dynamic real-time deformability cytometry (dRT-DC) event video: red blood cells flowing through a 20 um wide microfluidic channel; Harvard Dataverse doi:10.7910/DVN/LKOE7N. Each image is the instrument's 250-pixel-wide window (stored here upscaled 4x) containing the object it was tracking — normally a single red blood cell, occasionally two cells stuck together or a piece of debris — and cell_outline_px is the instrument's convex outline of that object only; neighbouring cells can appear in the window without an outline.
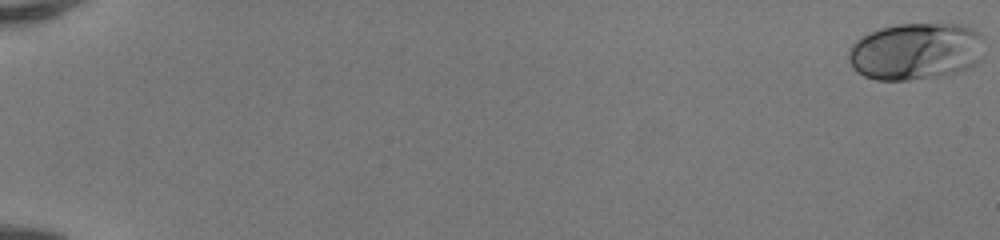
{"species": "human", "species_latin": "Homo sapiens", "temperature_condition": "room temperature", "stored_images_in_passage": 52, "camera_frame_rate_fps": 3000, "um_per_image_px": 0.085, "donor": {"sex": "female"}, "frame": {"image": 1, "passage_image": 1, "time_ms": 0.0, "image_size_px": [1000, 240], "cell_outline_px": [[984, 40], [980, 60], [972, 68], [948, 76], [908, 80], [876, 80], [864, 76], [856, 72], [852, 68], [848, 60], [848, 52], [852, 44], [856, 40], [880, 28], [896, 24], [964, 24], [980, 32], [984, 36]], "centroid_in_image_um": [77.89, 4.38], "position_along_channel_um": 7.1, "area_um2": 46.07}}
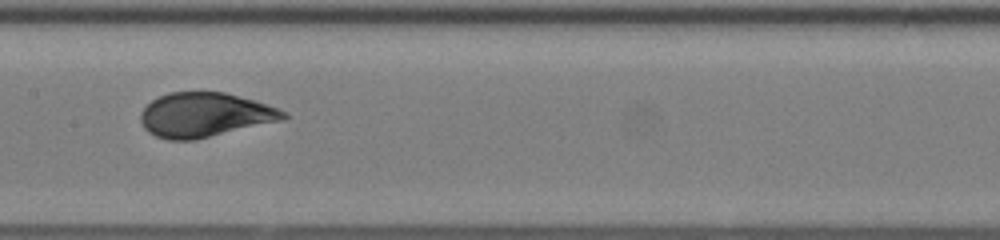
{"frame": {"image": 2, "passage_image": 29, "time_ms": 9.333, "image_size_px": [1000, 240], "cell_outline_px": [[288, 116], [284, 120], [196, 140], [168, 140], [156, 136], [148, 132], [144, 128], [140, 120], [140, 112], [152, 100], [168, 92], [224, 92], [252, 100], [288, 112]], "centroid_in_image_um": [17.39, 9.78], "position_along_channel_um": 190.0, "area_um2": 36.93}}
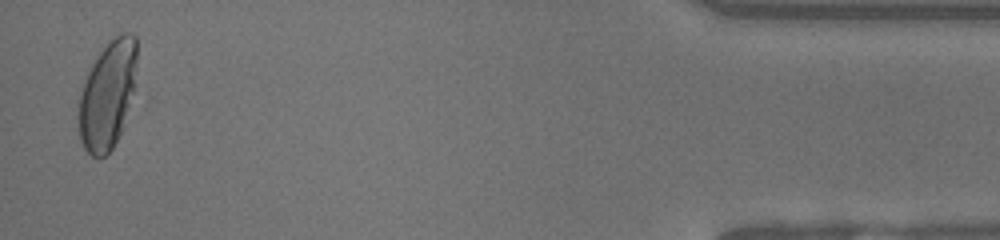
{"frame": {"image": 3, "passage_image": 51, "time_ms": 16.667, "image_size_px": [1000, 240], "cell_outline_px": [[136, 64], [132, 92], [120, 132], [112, 148], [104, 156], [92, 156], [84, 148], [80, 140], [76, 116], [76, 104], [84, 80], [92, 64], [108, 40], [120, 32], [128, 32], [136, 36]], "centroid_in_image_um": [9.07, 8.03], "position_along_channel_um": 426.1, "area_um2": 36.59}, "authors_computed_cell_mechanics": {"area_um2": 36.8186, "velocity_mm_per_s": 4.1616, "shape_relaxation_time_tau1_ms": 3.7593, "shape_relaxation_time_tau2_ms": null, "deformation_change_tau1": 0.1871, "deformation_change_tau2": null}}